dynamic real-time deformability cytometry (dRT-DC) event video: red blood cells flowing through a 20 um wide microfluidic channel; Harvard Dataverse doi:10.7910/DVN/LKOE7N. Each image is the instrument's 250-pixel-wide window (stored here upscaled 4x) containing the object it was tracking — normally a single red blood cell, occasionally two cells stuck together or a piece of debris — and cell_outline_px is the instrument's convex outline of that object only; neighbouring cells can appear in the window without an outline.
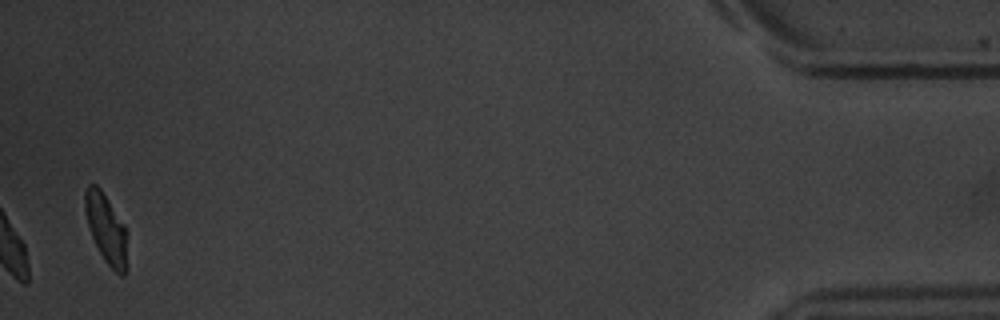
{"species": "common noctule bat (a hibernating species)", "species_latin": "Nyctalus noctula", "temperature_condition": "warm", "stored_images_in_passage": 38, "camera_frame_rate_fps": 3000, "um_per_image_px": 0.085, "animal": {"sex": "male", "body_mass_g": 20.1, "forearm_length_mm": 53.5}, "frame": {"image": 1, "passage_image": 38, "time_ms": 12.333, "image_size_px": [1000, 320], "cell_outline_px": [[128, 272], [124, 276], [120, 276], [104, 260], [92, 236], [88, 224], [84, 208], [84, 192], [88, 184], [96, 184], [100, 188], [124, 224], [128, 268]], "centroid_in_image_um": [9.03, 19.46], "position_along_channel_um": 426.2, "area_um2": 16.99}, "authors_computed_cell_mechanics": {"area_um2": 16.8776, "velocity_mm_per_s": 3.7842, "shape_relaxation_time_tau1_ms": 1.2855, "shape_relaxation_time_tau2_ms": 4.8123, "deformation_change_tau1": 0.0824, "deformation_change_tau2": 0.0744}}